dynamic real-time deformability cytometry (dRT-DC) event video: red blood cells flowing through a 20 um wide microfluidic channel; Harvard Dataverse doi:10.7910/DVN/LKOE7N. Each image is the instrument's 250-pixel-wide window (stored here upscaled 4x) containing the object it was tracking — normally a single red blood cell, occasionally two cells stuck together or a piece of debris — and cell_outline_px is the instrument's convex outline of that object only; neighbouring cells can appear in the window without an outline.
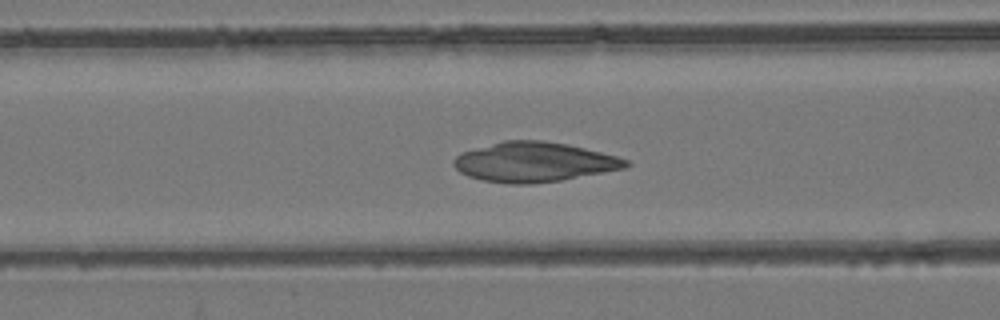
{"species": "common noctule bat (a hibernating species)", "species_latin": "Nyctalus noctula", "temperature_condition": "room temperature", "stored_images_in_passage": 54, "camera_frame_rate_fps": 3000, "um_per_image_px": 0.085, "animal": {"sex": "female", "body_mass_g": 24.6, "forearm_length_mm": 56.2}, "frame": {"image": 1, "passage_image": 22, "time_ms": 7.0, "image_size_px": [1000, 320], "cell_outline_px": [[632, 164], [628, 168], [560, 180], [532, 184], [508, 184], [484, 180], [468, 176], [460, 172], [452, 164], [452, 160], [460, 152], [504, 140], [544, 140], [568, 144], [616, 156], [628, 160]], "centroid_in_image_um": [45.39, 13.77], "position_along_channel_um": 121.2, "area_um2": 40.0}}
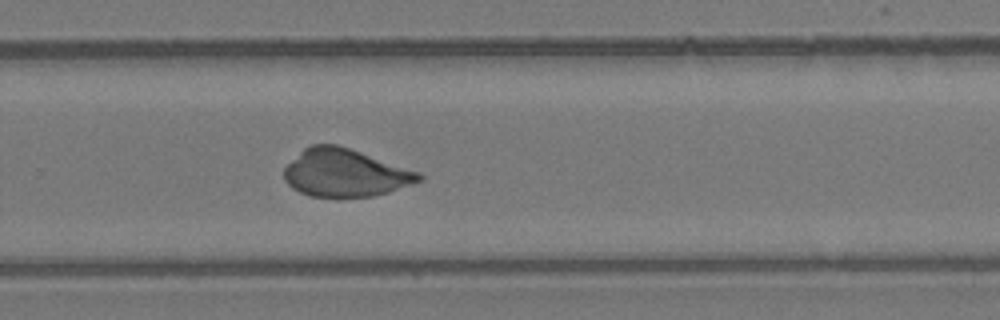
{"frame": {"image": 2, "passage_image": 36, "time_ms": 11.667, "image_size_px": [1000, 320], "cell_outline_px": [[424, 180], [388, 192], [372, 196], [308, 196], [292, 188], [284, 180], [284, 168], [304, 148], [312, 144], [336, 144], [420, 172], [424, 176]], "centroid_in_image_um": [29.34, 14.69], "position_along_channel_um": 300.5, "area_um2": 37.11}}
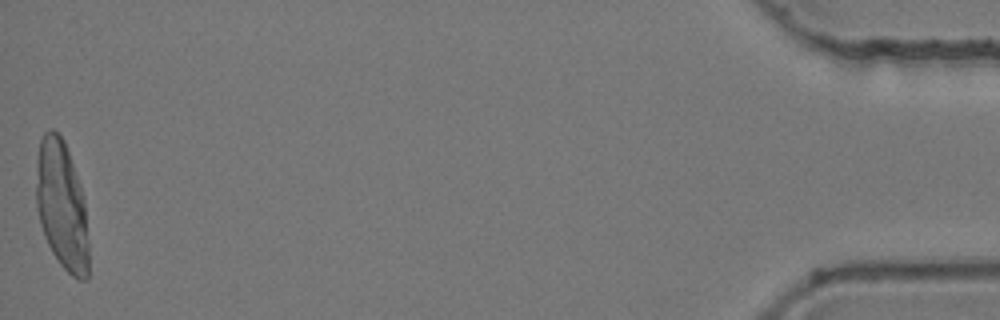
{"frame": {"image": 3, "passage_image": 54, "time_ms": 17.667, "image_size_px": [1000, 320], "cell_outline_px": [[88, 280], [80, 280], [72, 276], [60, 264], [52, 252], [44, 236], [40, 224], [36, 208], [36, 160], [40, 136], [48, 128], [52, 128], [64, 140], [80, 184], [84, 200], [88, 244]], "centroid_in_image_um": [5.22, 17.44], "position_along_channel_um": 430.0, "area_um2": 39.65}}